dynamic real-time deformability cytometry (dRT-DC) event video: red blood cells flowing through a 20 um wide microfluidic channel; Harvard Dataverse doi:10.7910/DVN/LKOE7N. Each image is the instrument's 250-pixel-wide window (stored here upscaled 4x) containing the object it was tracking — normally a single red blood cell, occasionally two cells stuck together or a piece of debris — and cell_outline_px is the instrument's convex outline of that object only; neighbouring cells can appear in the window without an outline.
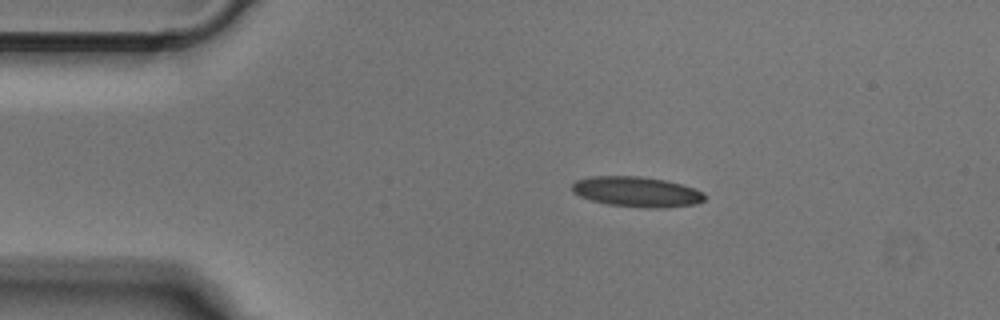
{"species": "Egyptian fruit bat (a non-hibernating species)", "species_latin": "Rousettus aegyptiacus", "temperature_condition": "cold", "stored_images_in_passage": 42, "camera_frame_rate_fps": 3000, "um_per_image_px": 0.085, "animal": {"sex": "male"}, "frame": {"image": 1, "passage_image": 1, "time_ms": 0.0, "image_size_px": [1000, 320], "cell_outline_px": [[704, 200], [696, 204], [656, 208], [652, 208], [608, 204], [592, 200], [580, 196], [572, 192], [572, 184], [576, 180], [592, 176], [640, 176], [664, 180], [680, 184], [704, 192]], "centroid_in_image_um": [54.1, 16.29], "position_along_channel_um": 30.9, "area_um2": 23.06}}
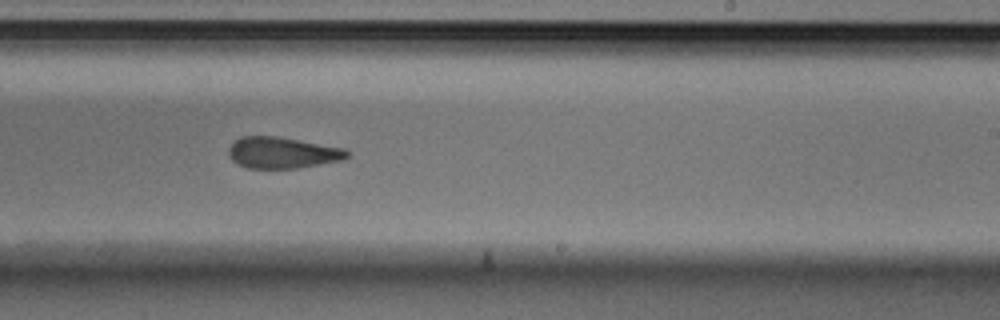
{"frame": {"image": 2, "passage_image": 22, "time_ms": 7.0, "image_size_px": [1000, 320], "cell_outline_px": [[348, 156], [344, 160], [296, 168], [248, 168], [232, 160], [228, 152], [228, 148], [240, 136], [276, 136], [344, 148], [348, 152]], "centroid_in_image_um": [24.0, 12.98], "position_along_channel_um": 265.0, "area_um2": 21.39}}
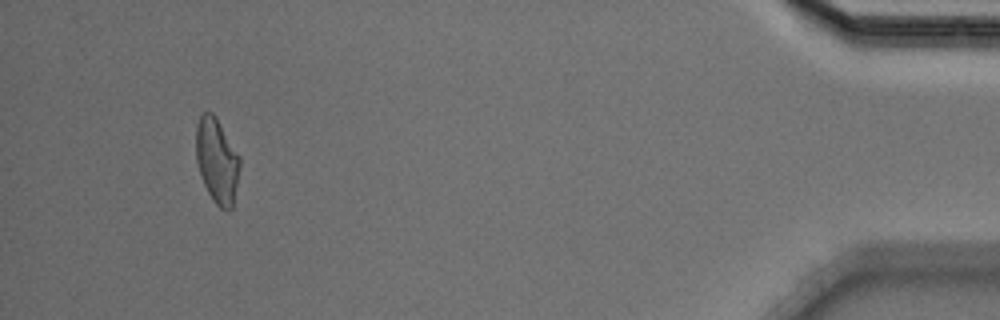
{"frame": {"image": 3, "passage_image": 39, "time_ms": 12.667, "image_size_px": [1000, 320], "cell_outline_px": [[240, 168], [232, 208], [228, 212], [220, 208], [212, 200], [200, 176], [196, 160], [196, 124], [200, 116], [204, 112], [212, 112], [216, 116], [240, 156]], "centroid_in_image_um": [18.44, 13.66], "position_along_channel_um": 416.8, "area_um2": 21.91}}